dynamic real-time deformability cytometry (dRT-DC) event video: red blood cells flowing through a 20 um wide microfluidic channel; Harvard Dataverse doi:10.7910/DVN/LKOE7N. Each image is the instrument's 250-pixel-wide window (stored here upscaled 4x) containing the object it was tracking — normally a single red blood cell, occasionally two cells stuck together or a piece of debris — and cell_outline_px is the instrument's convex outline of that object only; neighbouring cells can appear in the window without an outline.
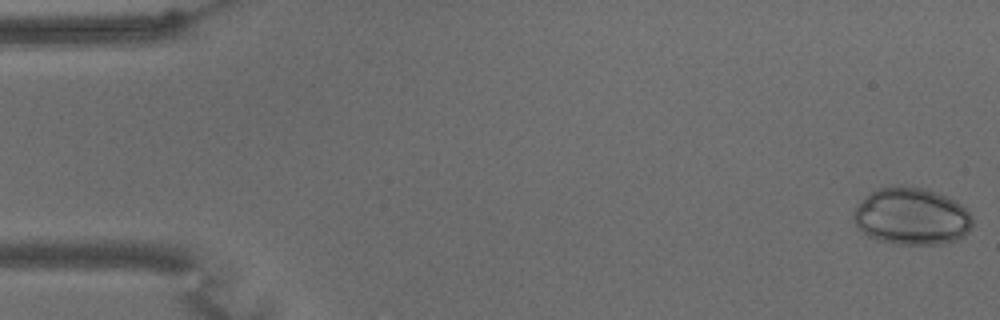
{"species": "common noctule bat (a hibernating species)", "species_latin": "Nyctalus noctula", "temperature_condition": "warm", "stored_images_in_passage": 60, "camera_frame_rate_fps": 3000, "um_per_image_px": 0.085, "animal": {"sex": "male", "body_mass_g": 15.6}, "frame": {"image": 1, "passage_image": 1, "time_ms": 0.0, "image_size_px": [1000, 320], "cell_outline_px": [[972, 224], [968, 232], [964, 236], [956, 240], [940, 244], [896, 244], [880, 240], [868, 236], [852, 220], [852, 212], [864, 196], [880, 188], [924, 188], [936, 192], [960, 204], [972, 216]], "centroid_in_image_um": [77.47, 18.42], "position_along_channel_um": 7.5, "area_um2": 38.96}}
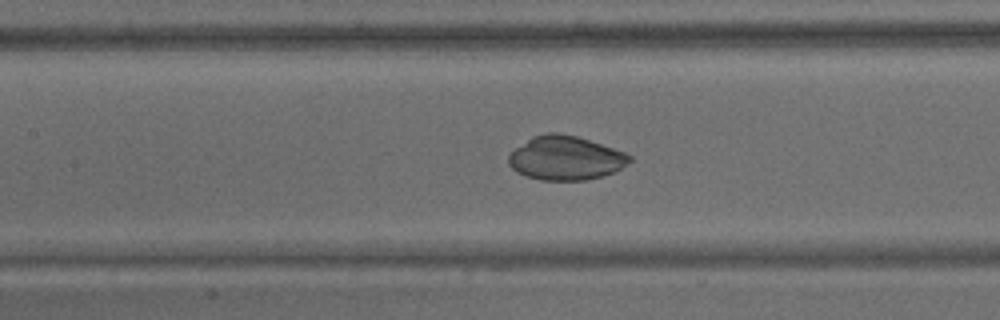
{"frame": {"image": 2, "passage_image": 27, "time_ms": 8.667, "image_size_px": [1000, 320], "cell_outline_px": [[632, 160], [628, 164], [616, 172], [584, 180], [540, 180], [516, 172], [508, 164], [508, 156], [516, 148], [532, 136], [544, 132], [560, 132], [576, 136], [624, 152], [632, 156]], "centroid_in_image_um": [48.07, 13.43], "position_along_channel_um": 159.3, "area_um2": 30.98}}
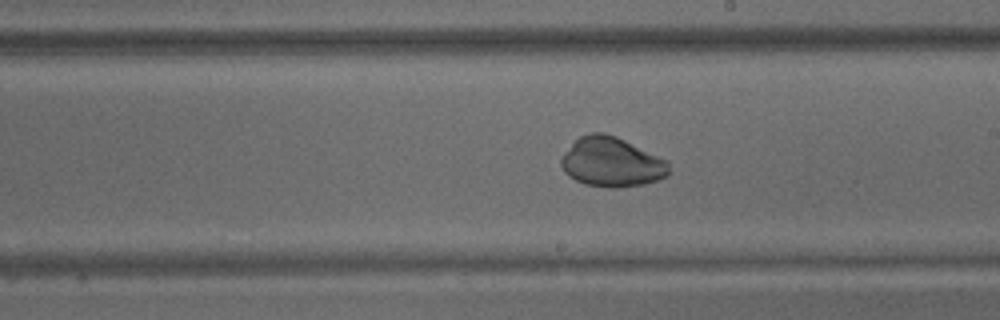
{"frame": {"image": 3, "passage_image": 34, "time_ms": 11.0, "image_size_px": [1000, 320], "cell_outline_px": [[668, 176], [644, 184], [616, 188], [608, 188], [584, 184], [568, 176], [564, 172], [560, 164], [560, 160], [564, 152], [580, 136], [588, 132], [604, 132], [616, 136], [668, 160]], "centroid_in_image_um": [51.97, 13.78], "position_along_channel_um": 237.0, "area_um2": 31.27}}